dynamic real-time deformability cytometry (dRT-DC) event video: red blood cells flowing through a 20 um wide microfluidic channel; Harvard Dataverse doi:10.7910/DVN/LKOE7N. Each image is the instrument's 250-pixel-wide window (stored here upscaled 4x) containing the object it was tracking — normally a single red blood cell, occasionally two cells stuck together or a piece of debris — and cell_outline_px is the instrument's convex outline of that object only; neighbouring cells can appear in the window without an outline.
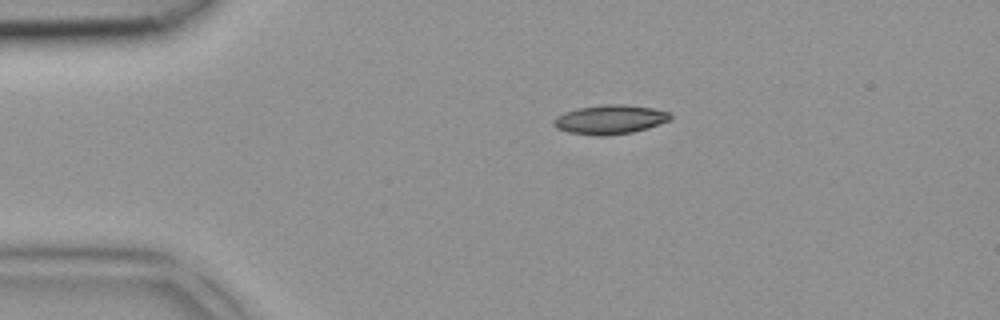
{"species": "common noctule bat (a hibernating species)", "species_latin": "Nyctalus noctula", "temperature_condition": "room temperature", "stored_images_in_passage": 2, "camera_frame_rate_fps": 3000, "um_per_image_px": 0.085, "animal": {"sex": "female", "body_mass_g": 18.4}, "frame": {"image": 1, "passage_image": 1, "time_ms": 0.0, "image_size_px": [1000, 320], "cell_outline_px": [[672, 120], [648, 128], [632, 132], [604, 136], [596, 136], [568, 132], [556, 128], [552, 124], [552, 120], [556, 116], [564, 112], [576, 108], [600, 104], [624, 104], [652, 108], [668, 112], [672, 116]], "centroid_in_image_um": [51.82, 10.15], "position_along_channel_um": 33.2, "area_um2": 20.11}}